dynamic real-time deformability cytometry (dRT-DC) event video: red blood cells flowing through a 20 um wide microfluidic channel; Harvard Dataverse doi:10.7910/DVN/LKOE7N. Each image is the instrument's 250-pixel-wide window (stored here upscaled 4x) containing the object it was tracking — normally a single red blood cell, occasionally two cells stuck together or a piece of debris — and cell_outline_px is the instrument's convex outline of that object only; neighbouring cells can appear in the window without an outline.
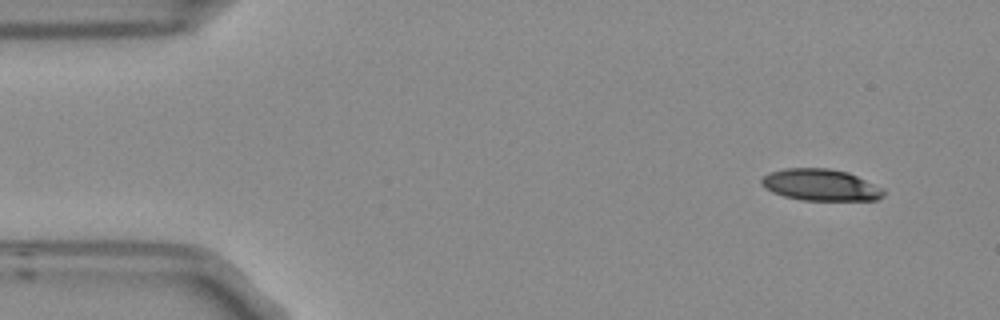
{"species": "Egyptian fruit bat (a non-hibernating species)", "species_latin": "Rousettus aegyptiacus", "temperature_condition": "room temperature", "stored_images_in_passage": 4, "camera_frame_rate_fps": 3000, "um_per_image_px": 0.085, "frame": {"image": 1, "passage_image": 1, "time_ms": 0.0, "image_size_px": [1000, 320], "cell_outline_px": [[884, 196], [876, 200], [800, 200], [784, 196], [772, 192], [764, 188], [760, 184], [760, 180], [768, 172], [784, 168], [828, 168], [848, 172], [884, 188]], "centroid_in_image_um": [69.73, 15.71], "position_along_channel_um": 15.3, "area_um2": 22.72}}
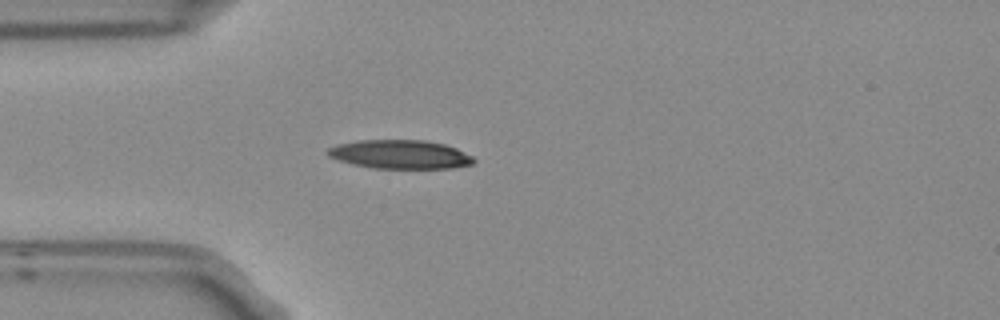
{"frame": {"image": 2, "passage_image": 4, "time_ms": 1.0, "image_size_px": [1000, 320], "cell_outline_px": [[476, 160], [472, 164], [452, 168], [372, 168], [352, 164], [328, 156], [324, 152], [328, 148], [336, 144], [356, 140], [424, 140], [444, 144], [456, 148], [472, 156]], "centroid_in_image_um": [33.97, 13.12], "position_along_channel_um": 51.0, "area_um2": 24.57}}